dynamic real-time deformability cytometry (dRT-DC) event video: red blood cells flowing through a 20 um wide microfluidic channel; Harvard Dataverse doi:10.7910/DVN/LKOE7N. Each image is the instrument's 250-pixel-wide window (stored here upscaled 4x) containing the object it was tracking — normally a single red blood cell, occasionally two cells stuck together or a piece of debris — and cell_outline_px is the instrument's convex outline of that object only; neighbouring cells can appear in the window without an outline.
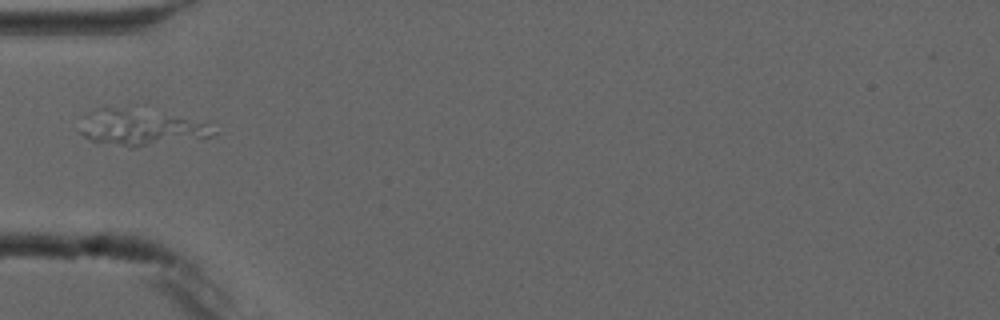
{"species": "common noctule bat (a hibernating species)", "species_latin": "Nyctalus noctula", "temperature_condition": "cold", "stored_images_in_passage": 1, "camera_frame_rate_fps": 3000, "um_per_image_px": 0.085, "animal": {"sex": "male", "forearm_length_mm": 52.5}, "frame": {"image": 1, "passage_image": 1, "time_ms": 0.0, "image_size_px": [1000, 320], "cell_outline_px": [[220, 132], [212, 136], [132, 148], [92, 140], [84, 136], [80, 132], [92, 112], [96, 108], [112, 108], [212, 120]], "centroid_in_image_um": [12.22, 10.87], "position_along_channel_um": 72.8, "area_um2": 27.4}}